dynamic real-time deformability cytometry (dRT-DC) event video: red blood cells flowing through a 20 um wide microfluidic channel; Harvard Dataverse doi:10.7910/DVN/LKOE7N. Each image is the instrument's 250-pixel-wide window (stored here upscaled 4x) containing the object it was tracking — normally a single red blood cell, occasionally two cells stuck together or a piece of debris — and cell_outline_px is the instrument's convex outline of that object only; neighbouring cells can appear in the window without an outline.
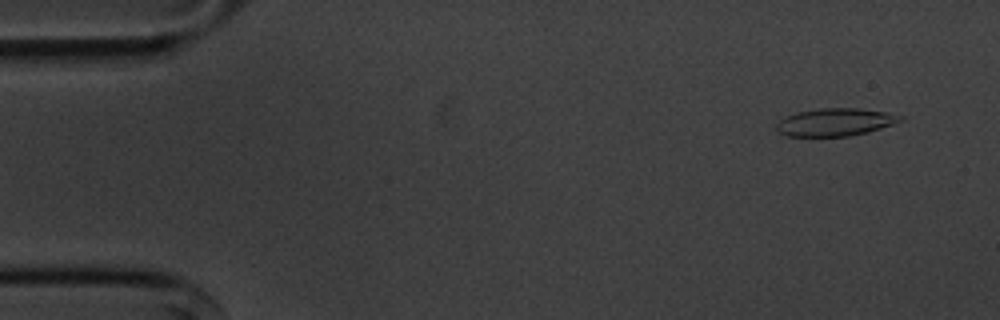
{"species": "common noctule bat (a hibernating species)", "species_latin": "Nyctalus noctula", "temperature_condition": "cold", "stored_images_in_passage": 53, "camera_frame_rate_fps": 3000, "um_per_image_px": 0.085, "animal": {"sex": "male", "body_mass_g": 20.1, "forearm_length_mm": 53.5}, "frame": {"image": 1, "passage_image": 2, "time_ms": 0.333, "image_size_px": [1000, 320], "cell_outline_px": [[904, 120], [868, 132], [848, 136], [788, 136], [780, 132], [776, 128], [776, 124], [780, 120], [796, 112], [820, 108], [856, 108], [884, 112], [904, 116]], "centroid_in_image_um": [71.0, 10.38], "position_along_channel_um": 14.0, "area_um2": 19.77}}
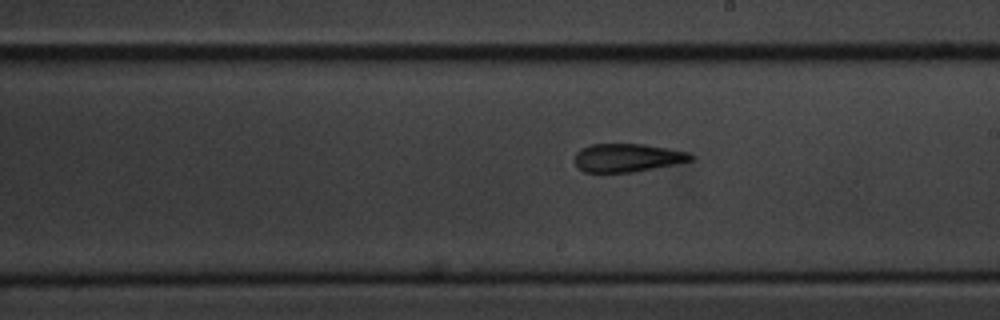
{"frame": {"image": 2, "passage_image": 29, "time_ms": 9.333, "image_size_px": [1000, 320], "cell_outline_px": [[692, 160], [632, 172], [584, 172], [576, 164], [576, 152], [580, 148], [592, 144], [644, 144], [668, 148], [688, 152], [692, 156]], "centroid_in_image_um": [53.29, 13.39], "position_along_channel_um": 235.7, "area_um2": 18.79}}
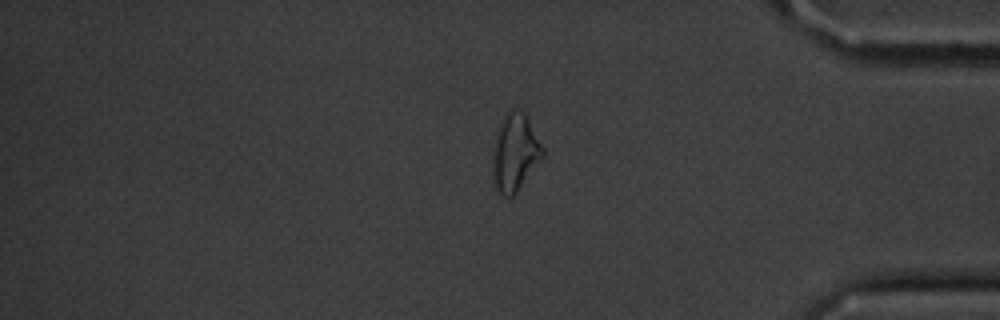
{"frame": {"image": 3, "passage_image": 44, "time_ms": 14.333, "image_size_px": [1000, 320], "cell_outline_px": [[544, 156], [516, 192], [512, 196], [504, 196], [496, 192], [492, 172], [496, 140], [500, 120], [504, 112], [512, 108], [516, 108], [524, 112], [544, 148]], "centroid_in_image_um": [43.78, 12.94], "position_along_channel_um": 391.4, "area_um2": 22.37}, "authors_computed_cell_mechanics": {"area_um2": 19.9988, "velocity_mm_per_s": 3.5949, "shape_relaxation_time_tau1_ms": 10.5047, "shape_relaxation_time_tau2_ms": 2.7553, "deformation_change_tau1": 0.2501, "deformation_change_tau2": 0.1091}}